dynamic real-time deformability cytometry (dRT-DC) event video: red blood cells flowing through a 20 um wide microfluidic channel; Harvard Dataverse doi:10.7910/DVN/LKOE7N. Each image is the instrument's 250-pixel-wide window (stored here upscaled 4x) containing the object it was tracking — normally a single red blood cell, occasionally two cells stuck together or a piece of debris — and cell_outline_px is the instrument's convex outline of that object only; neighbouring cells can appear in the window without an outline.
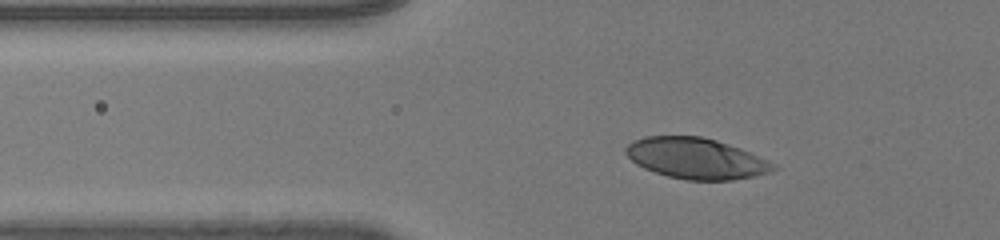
{"species": "human", "species_latin": "Homo sapiens", "temperature_condition": "room temperature", "stored_images_in_passage": 40, "camera_frame_rate_fps": 3000, "um_per_image_px": 0.085, "donor": {"sex": "male"}, "frame": {"image": 1, "passage_image": 11, "time_ms": 3.333, "image_size_px": [1000, 240], "cell_outline_px": [[780, 168], [772, 172], [756, 176], [732, 180], [688, 180], [668, 176], [644, 168], [636, 164], [624, 152], [624, 148], [632, 140], [644, 136], [700, 136], [716, 140], [748, 152], [776, 164]], "centroid_in_image_um": [59.16, 13.47], "position_along_channel_um": 66.6, "area_um2": 35.08}}
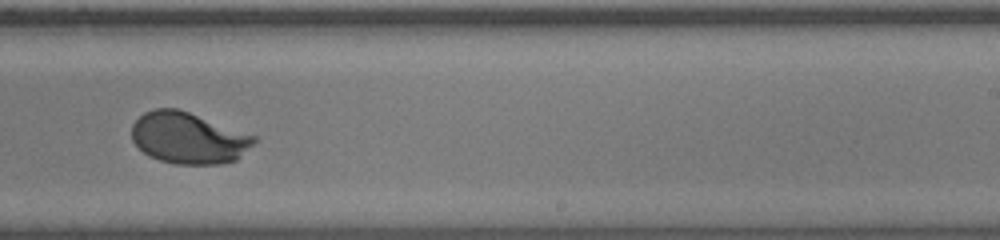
{"frame": {"image": 2, "passage_image": 28, "time_ms": 9.0, "image_size_px": [1000, 240], "cell_outline_px": [[256, 140], [236, 160], [220, 164], [176, 164], [160, 160], [144, 152], [132, 140], [132, 124], [144, 112], [156, 108], [176, 108], [188, 112], [256, 136]], "centroid_in_image_um": [15.99, 11.73], "position_along_channel_um": 273.0, "area_um2": 36.13}}
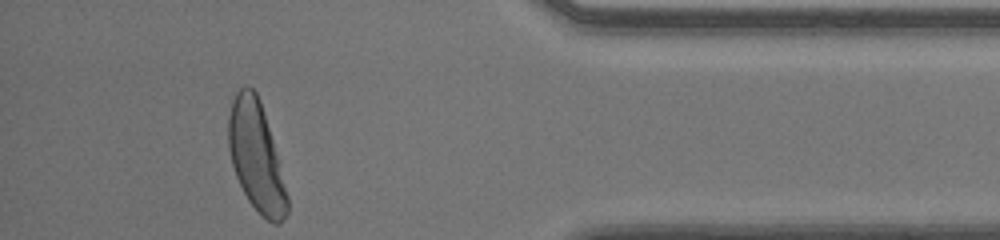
{"frame": {"image": 3, "passage_image": 40, "time_ms": 13.0, "image_size_px": [1000, 240], "cell_outline_px": [[288, 212], [280, 224], [272, 224], [260, 216], [248, 200], [236, 176], [232, 164], [228, 148], [228, 116], [232, 100], [236, 92], [244, 84], [252, 88], [256, 92], [260, 100], [272, 140], [288, 196]], "centroid_in_image_um": [21.76, 13.33], "position_along_channel_um": 413.4, "area_um2": 37.22}, "authors_computed_cell_mechanics": {"area_um2": 36.6452, "velocity_mm_per_s": 4.05, "shape_relaxation_time_tau1_ms": 2.456, "shape_relaxation_time_tau2_ms": null, "deformation_change_tau1": 0.1792, "deformation_change_tau2": null}}